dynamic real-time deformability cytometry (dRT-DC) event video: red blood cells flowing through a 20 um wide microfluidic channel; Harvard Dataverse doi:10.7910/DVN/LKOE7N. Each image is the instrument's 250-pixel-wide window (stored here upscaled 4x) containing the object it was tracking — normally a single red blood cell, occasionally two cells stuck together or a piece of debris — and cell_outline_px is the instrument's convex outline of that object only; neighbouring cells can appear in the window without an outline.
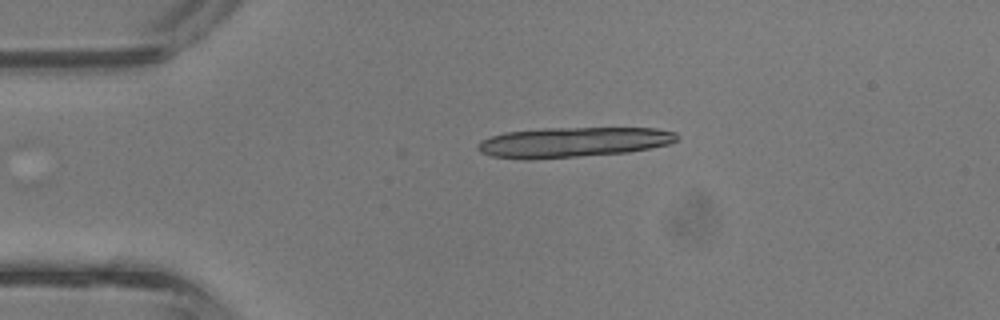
{"species": "common noctule bat (a hibernating species)", "species_latin": "Nyctalus noctula", "temperature_condition": "room temperature", "stored_images_in_passage": 7, "camera_frame_rate_fps": 3000, "um_per_image_px": 0.085, "animal": {"sex": "male", "body_mass_g": 13.3}, "frame": {"image": 1, "passage_image": 1, "time_ms": 0.0, "image_size_px": [1000, 320], "cell_outline_px": [[680, 136], [676, 140], [668, 144], [628, 152], [528, 160], [492, 156], [480, 152], [476, 148], [476, 144], [480, 140], [504, 132], [544, 128], [656, 128], [676, 132]], "centroid_in_image_um": [48.67, 12.08], "position_along_channel_um": 36.3, "area_um2": 34.97}}